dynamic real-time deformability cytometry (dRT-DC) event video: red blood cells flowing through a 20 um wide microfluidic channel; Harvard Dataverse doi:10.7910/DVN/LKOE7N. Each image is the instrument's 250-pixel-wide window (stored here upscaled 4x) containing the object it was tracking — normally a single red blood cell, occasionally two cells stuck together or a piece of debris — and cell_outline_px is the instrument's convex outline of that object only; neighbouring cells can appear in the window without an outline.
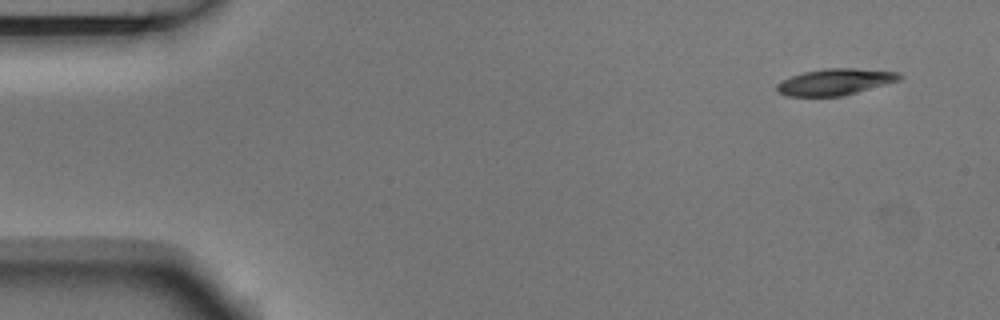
{"species": "Egyptian fruit bat (a non-hibernating species)", "species_latin": "Rousettus aegyptiacus", "temperature_condition": "room temperature", "stored_images_in_passage": 9, "camera_frame_rate_fps": 3000, "um_per_image_px": 0.085, "animal": {"sex": "male"}, "frame": {"image": 1, "passage_image": 1, "time_ms": 0.0, "image_size_px": [1000, 320], "cell_outline_px": [[904, 76], [900, 80], [844, 96], [784, 96], [776, 92], [776, 84], [792, 76], [804, 72], [824, 68], [856, 68], [900, 72]], "centroid_in_image_um": [71.0, 6.96], "position_along_channel_um": 14.0, "area_um2": 19.02}}
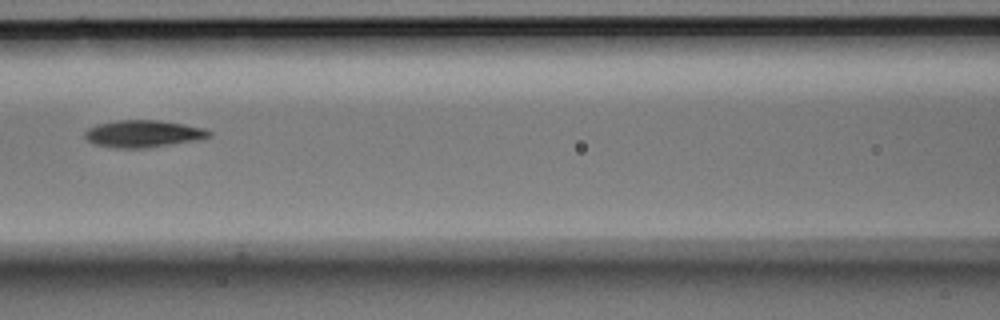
{"frame": {"image": 2, "passage_image": 6, "time_ms": 1.667, "image_size_px": [1000, 320], "cell_outline_px": [[212, 136], [204, 140], [148, 148], [112, 148], [96, 144], [88, 140], [84, 136], [84, 132], [88, 128], [96, 124], [116, 120], [160, 120], [184, 124], [204, 128], [212, 132]], "centroid_in_image_um": [12.23, 11.37], "position_along_channel_um": 154.4, "area_um2": 20.11}}
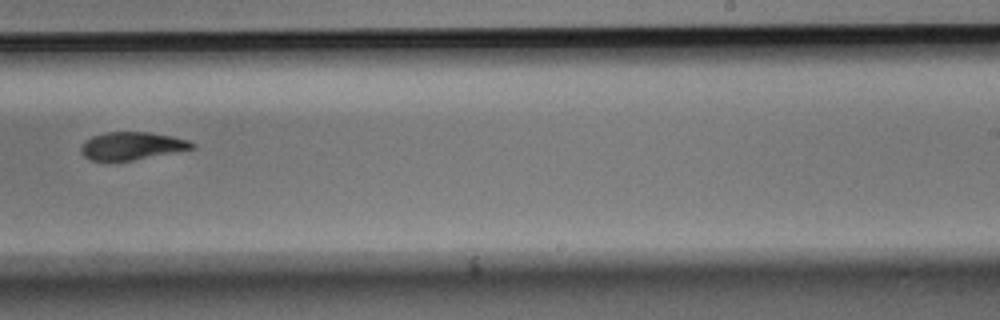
{"frame": {"image": 3, "passage_image": 9, "time_ms": 2.667, "image_size_px": [1000, 320], "cell_outline_px": [[196, 148], [132, 160], [88, 160], [80, 152], [80, 148], [84, 140], [92, 136], [108, 132], [148, 132], [172, 136], [188, 140], [196, 144]], "centroid_in_image_um": [11.2, 12.39], "position_along_channel_um": 277.8, "area_um2": 17.92}}